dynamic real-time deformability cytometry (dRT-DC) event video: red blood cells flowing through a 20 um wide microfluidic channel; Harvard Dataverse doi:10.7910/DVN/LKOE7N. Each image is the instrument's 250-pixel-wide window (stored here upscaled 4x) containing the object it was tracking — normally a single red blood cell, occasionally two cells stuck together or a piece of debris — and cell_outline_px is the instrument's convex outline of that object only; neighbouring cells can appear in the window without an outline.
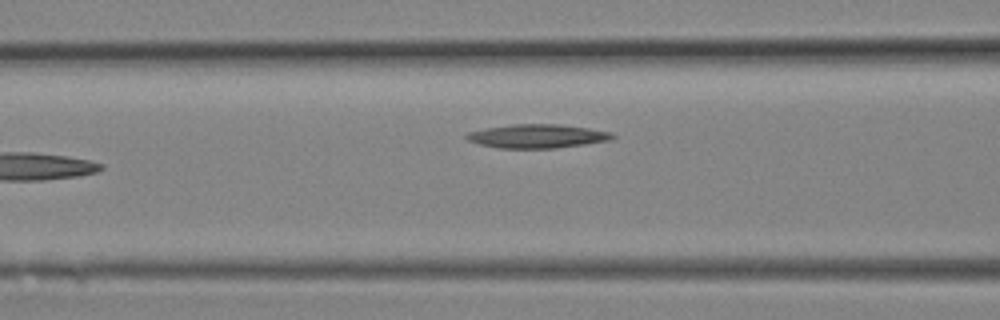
{"species": "Egyptian fruit bat (a non-hibernating species)", "species_latin": "Rousettus aegyptiacus", "temperature_condition": "room temperature", "stored_images_in_passage": 10, "camera_frame_rate_fps": 3000, "um_per_image_px": 0.085, "animal": {"sex": "female"}, "frame": {"image": 1, "passage_image": 10, "time_ms": 3.0, "image_size_px": [1000, 320], "cell_outline_px": [[616, 136], [612, 140], [556, 148], [496, 148], [480, 144], [468, 140], [464, 136], [468, 132], [484, 128], [512, 124], [560, 124], [588, 128], [612, 132]], "centroid_in_image_um": [45.67, 11.57], "position_along_channel_um": 120.9, "area_um2": 20.29}}